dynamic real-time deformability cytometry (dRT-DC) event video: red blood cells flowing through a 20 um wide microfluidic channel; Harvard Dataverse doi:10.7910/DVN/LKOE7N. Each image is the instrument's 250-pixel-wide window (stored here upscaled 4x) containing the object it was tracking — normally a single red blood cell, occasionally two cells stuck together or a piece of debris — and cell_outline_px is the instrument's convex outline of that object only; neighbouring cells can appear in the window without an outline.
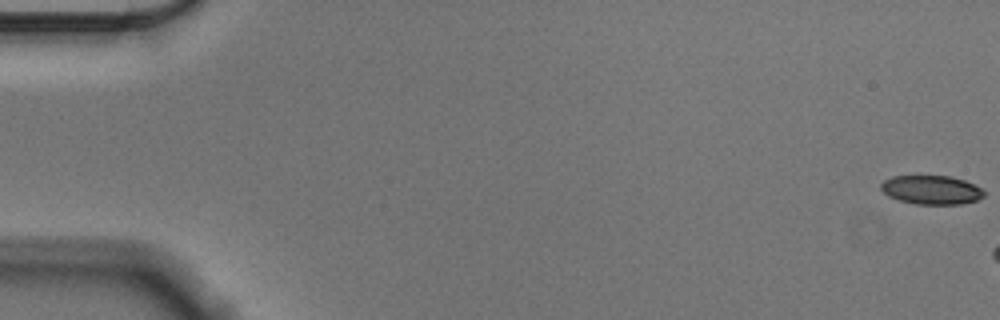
{"species": "Egyptian fruit bat (a non-hibernating species)", "species_latin": "Rousettus aegyptiacus", "temperature_condition": "cold", "stored_images_in_passage": 12, "camera_frame_rate_fps": 3000, "um_per_image_px": 0.085, "animal": {"sex": "male"}, "frame": {"image": 1, "passage_image": 1, "time_ms": 0.0, "image_size_px": [1000, 320], "cell_outline_px": [[984, 196], [976, 200], [960, 204], [916, 204], [900, 200], [888, 196], [880, 188], [880, 184], [884, 180], [892, 176], [952, 176], [964, 180], [980, 188], [984, 192]], "centroid_in_image_um": [79.14, 16.13], "position_along_channel_um": 5.9, "area_um2": 17.22}}